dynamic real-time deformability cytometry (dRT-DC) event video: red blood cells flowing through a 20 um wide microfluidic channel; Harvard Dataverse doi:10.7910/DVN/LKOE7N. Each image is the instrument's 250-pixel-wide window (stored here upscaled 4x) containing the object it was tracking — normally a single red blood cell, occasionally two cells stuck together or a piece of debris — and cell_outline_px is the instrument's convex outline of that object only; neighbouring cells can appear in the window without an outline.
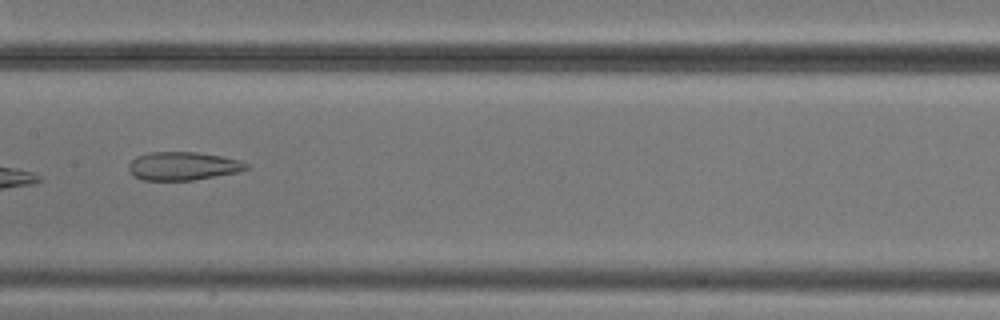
{"species": "common noctule bat (a hibernating species)", "species_latin": "Nyctalus noctula", "temperature_condition": "cold", "stored_images_in_passage": 9, "camera_frame_rate_fps": 3000, "um_per_image_px": 0.085, "animal": {"sex": "male", "body_mass_g": 20.5, "forearm_length_mm": 52.5}, "frame": {"image": 1, "passage_image": 7, "time_ms": 8.333, "image_size_px": [1000, 320], "cell_outline_px": [[248, 168], [236, 172], [216, 176], [192, 180], [144, 180], [136, 176], [128, 168], [128, 164], [136, 156], [152, 152], [196, 152], [220, 156], [240, 160], [248, 164]], "centroid_in_image_um": [15.55, 14.11], "position_along_channel_um": 191.9, "area_um2": 19.13}}
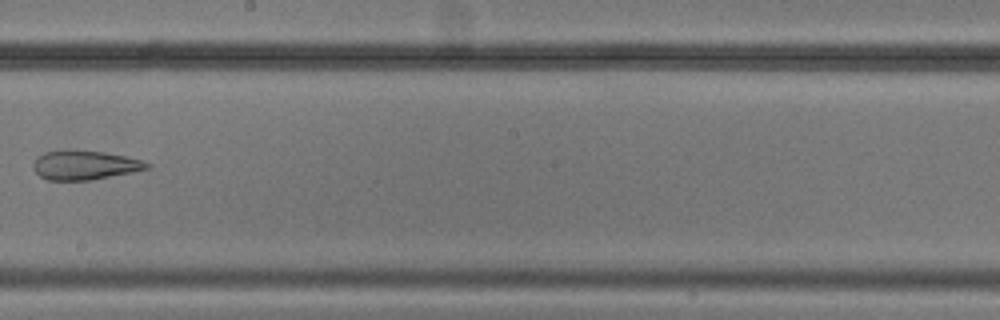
{"frame": {"image": 2, "passage_image": 8, "time_ms": 9.667, "image_size_px": [1000, 320], "cell_outline_px": [[152, 168], [132, 172], [88, 180], [48, 180], [40, 176], [32, 168], [32, 164], [36, 156], [44, 152], [104, 152], [144, 160], [152, 164]], "centroid_in_image_um": [7.23, 14.06], "position_along_channel_um": 241.0, "area_um2": 18.9}}
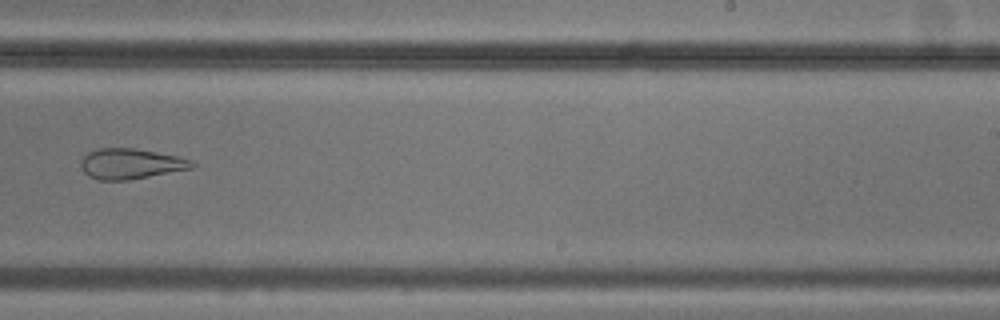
{"frame": {"image": 3, "passage_image": 9, "time_ms": 10.667, "image_size_px": [1000, 320], "cell_outline_px": [[196, 168], [128, 180], [96, 180], [88, 176], [84, 172], [80, 164], [80, 160], [88, 152], [100, 148], [132, 148], [180, 156], [192, 160], [196, 164]], "centroid_in_image_um": [11.14, 13.93], "position_along_channel_um": 277.9, "area_um2": 19.94}}